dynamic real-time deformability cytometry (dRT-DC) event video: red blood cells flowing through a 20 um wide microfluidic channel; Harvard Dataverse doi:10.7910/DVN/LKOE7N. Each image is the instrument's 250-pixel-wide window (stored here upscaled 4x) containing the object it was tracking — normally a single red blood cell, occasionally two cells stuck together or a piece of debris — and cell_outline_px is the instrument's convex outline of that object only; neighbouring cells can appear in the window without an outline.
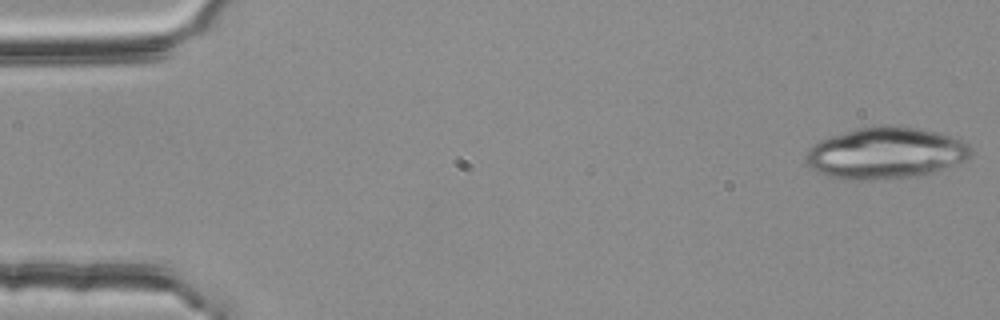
{"species": "common noctule bat (a hibernating species)", "species_latin": "Nyctalus noctula", "temperature_condition": "room temperature", "stored_images_in_passage": 53, "camera_frame_rate_fps": 3000, "um_per_image_px": 0.085, "animal": {"sex": "female", "body_mass_g": 25.1}, "frame": {"image": 1, "passage_image": 1, "time_ms": 0.0, "image_size_px": [1000, 320], "cell_outline_px": [[972, 152], [968, 160], [936, 172], [924, 176], [872, 180], [840, 180], [828, 176], [812, 168], [808, 164], [804, 156], [820, 140], [856, 128], [876, 124], [888, 124], [920, 128], [936, 132], [960, 140], [968, 144], [972, 148]], "centroid_in_image_um": [75.32, 13.02], "position_along_channel_um": 9.7, "area_um2": 50.11}}
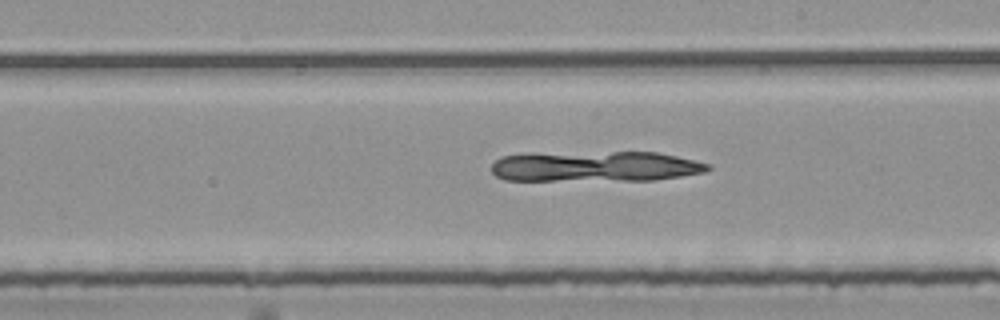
{"frame": {"image": 2, "passage_image": 30, "time_ms": 9.667, "image_size_px": [1000, 320], "cell_outline_px": [[712, 168], [704, 172], [656, 180], [504, 180], [496, 176], [492, 172], [492, 164], [500, 156], [528, 152], [656, 152], [696, 160], [712, 164]], "centroid_in_image_um": [50.57, 14.13], "position_along_channel_um": 238.4, "area_um2": 39.07}}
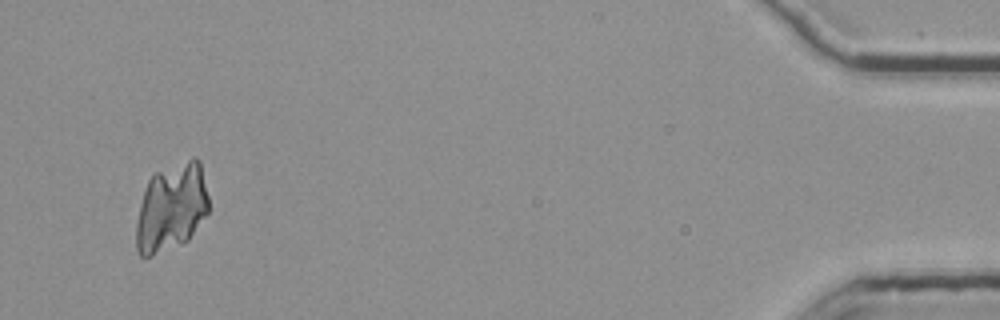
{"frame": {"image": 3, "passage_image": 51, "time_ms": 16.667, "image_size_px": [1000, 320], "cell_outline_px": [[208, 212], [188, 240], [180, 244], [152, 256], [140, 256], [136, 248], [136, 224], [140, 204], [148, 180], [152, 172], [192, 156], [196, 156], [200, 160], [208, 196]], "centroid_in_image_um": [14.57, 17.58], "position_along_channel_um": 420.6, "area_um2": 37.57}}